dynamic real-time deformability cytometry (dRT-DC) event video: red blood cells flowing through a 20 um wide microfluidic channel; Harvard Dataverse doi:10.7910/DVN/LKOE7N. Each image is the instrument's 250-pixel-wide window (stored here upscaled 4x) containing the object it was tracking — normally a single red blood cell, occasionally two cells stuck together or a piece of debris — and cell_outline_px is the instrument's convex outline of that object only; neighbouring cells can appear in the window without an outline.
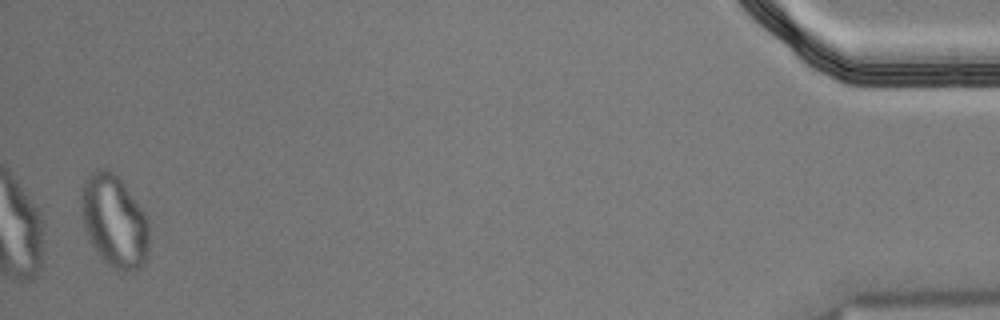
{"species": "Egyptian fruit bat (a non-hibernating species)", "species_latin": "Rousettus aegyptiacus", "temperature_condition": "cold", "stored_images_in_passage": 15, "segment_of_instrument_passage": [2, 3], "camera_frame_rate_fps": 3000, "um_per_image_px": 0.085, "animal": {"sex": "male"}, "frame": {"image": 1, "passage_image": 14, "time_ms": 4.333, "image_size_px": [1000, 320], "cell_outline_px": [[148, 252], [144, 264], [132, 272], [120, 272], [112, 268], [100, 256], [92, 244], [84, 228], [80, 200], [80, 192], [84, 180], [96, 168], [108, 168], [120, 180], [144, 212], [148, 220]], "centroid_in_image_um": [9.7, 18.81], "position_along_channel_um": 425.5, "area_um2": 36.53}}